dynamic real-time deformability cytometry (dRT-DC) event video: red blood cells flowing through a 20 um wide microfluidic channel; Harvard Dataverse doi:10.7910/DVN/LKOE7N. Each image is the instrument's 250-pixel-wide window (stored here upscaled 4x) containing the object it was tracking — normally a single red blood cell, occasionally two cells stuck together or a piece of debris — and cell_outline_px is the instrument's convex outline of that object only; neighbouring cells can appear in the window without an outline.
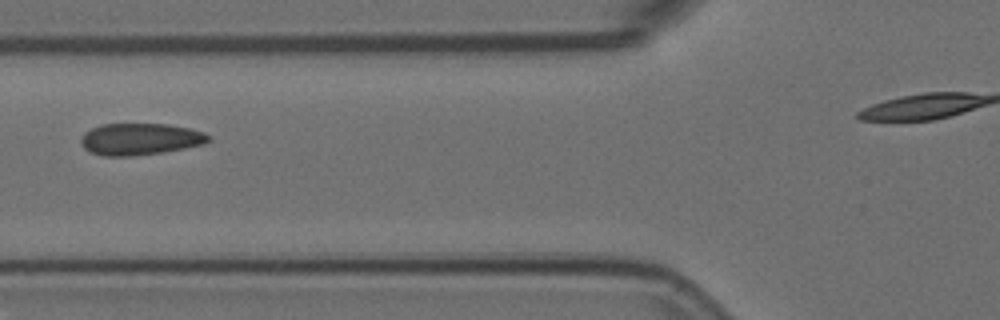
{"species": "Egyptian fruit bat (a non-hibernating species)", "species_latin": "Rousettus aegyptiacus", "temperature_condition": "room temperature", "stored_images_in_passage": 6, "segment_of_instrument_passage": [1, 2], "camera_frame_rate_fps": 3000, "um_per_image_px": 0.085, "animal": {"sex": "female"}, "frame": {"image": 1, "passage_image": 5, "time_ms": 1.333, "image_size_px": [1000, 320], "cell_outline_px": [[212, 140], [204, 144], [184, 148], [160, 152], [132, 156], [104, 156], [88, 152], [80, 144], [80, 136], [84, 132], [100, 124], [168, 124], [188, 128], [204, 132], [212, 136]], "centroid_in_image_um": [11.89, 11.82], "position_along_channel_um": 113.9, "area_um2": 23.81}}